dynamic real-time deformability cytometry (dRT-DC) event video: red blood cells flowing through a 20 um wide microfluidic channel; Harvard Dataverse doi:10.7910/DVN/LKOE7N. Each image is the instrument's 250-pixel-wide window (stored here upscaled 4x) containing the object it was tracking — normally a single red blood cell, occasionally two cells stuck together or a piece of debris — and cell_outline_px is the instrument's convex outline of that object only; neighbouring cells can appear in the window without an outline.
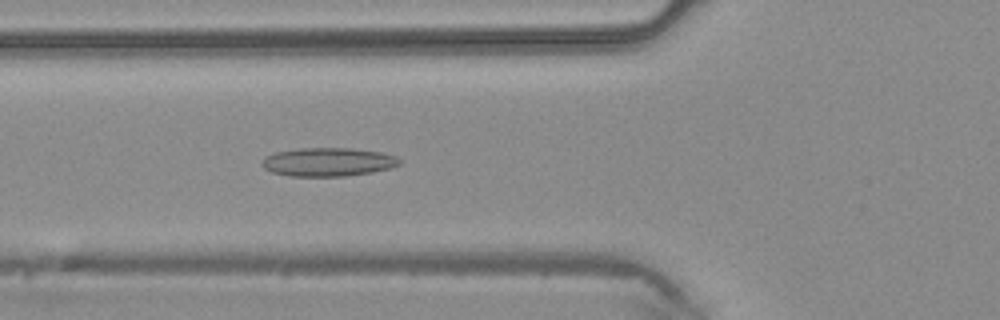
{"species": "common noctule bat (a hibernating species)", "species_latin": "Nyctalus noctula", "temperature_condition": "warm", "stored_images_in_passage": 42, "camera_frame_rate_fps": 3000, "um_per_image_px": 0.085, "animal": {"sex": "male", "body_mass_g": 20.4}, "frame": {"image": 1, "passage_image": 15, "time_ms": 4.667, "image_size_px": [1000, 320], "cell_outline_px": [[400, 164], [392, 168], [372, 172], [344, 176], [288, 176], [272, 172], [264, 168], [260, 164], [264, 156], [276, 152], [296, 148], [352, 148], [380, 152], [396, 156], [400, 160]], "centroid_in_image_um": [27.86, 13.76], "position_along_channel_um": 97.9, "area_um2": 23.06}}
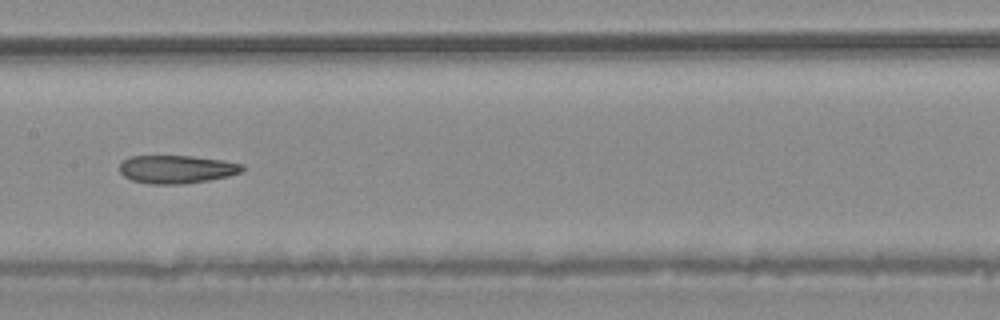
{"frame": {"image": 2, "passage_image": 21, "time_ms": 6.667, "image_size_px": [1000, 320], "cell_outline_px": [[244, 172], [228, 176], [208, 180], [184, 184], [152, 184], [132, 180], [124, 176], [120, 172], [120, 164], [124, 160], [132, 156], [192, 156], [224, 160], [244, 164]], "centroid_in_image_um": [15.06, 14.38], "position_along_channel_um": 192.3, "area_um2": 20.17}}
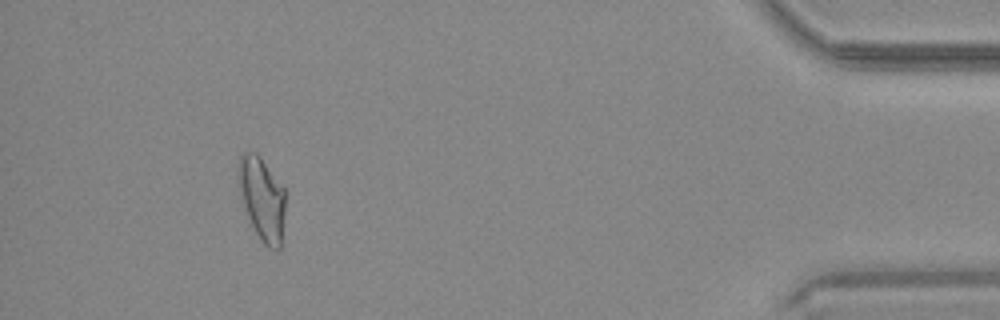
{"frame": {"image": 3, "passage_image": 39, "time_ms": 12.667, "image_size_px": [1000, 320], "cell_outline_px": [[284, 212], [280, 248], [276, 252], [268, 248], [264, 244], [256, 232], [244, 208], [240, 196], [236, 176], [240, 156], [244, 152], [256, 152], [260, 156], [284, 188]], "centroid_in_image_um": [22.24, 16.87], "position_along_channel_um": 413.0, "area_um2": 22.77}}